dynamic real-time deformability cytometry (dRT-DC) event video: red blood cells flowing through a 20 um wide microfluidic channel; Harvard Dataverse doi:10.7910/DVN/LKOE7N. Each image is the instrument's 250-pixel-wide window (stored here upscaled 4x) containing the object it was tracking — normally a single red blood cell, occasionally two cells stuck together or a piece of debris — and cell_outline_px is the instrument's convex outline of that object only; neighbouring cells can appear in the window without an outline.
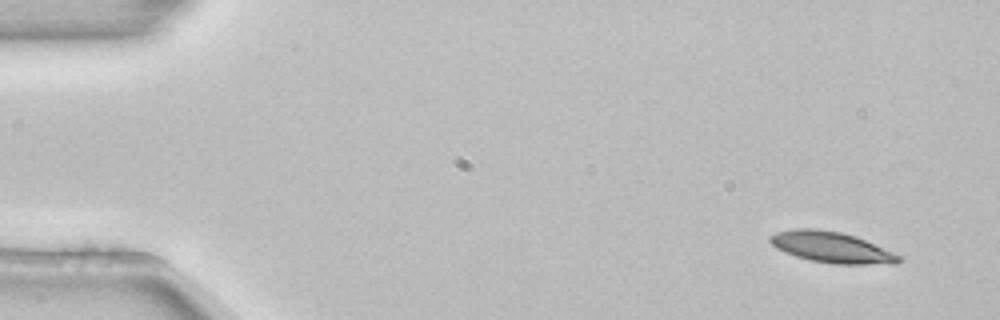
{"species": "common noctule bat (a hibernating species)", "species_latin": "Nyctalus noctula", "temperature_condition": "room temperature", "stored_images_in_passage": 5, "camera_frame_rate_fps": 3000, "um_per_image_px": 0.085, "animal": {"sex": "female", "body_mass_g": 22.7, "forearm_length_mm": 54.2}, "frame": {"image": 1, "passage_image": 1, "time_ms": 0.0, "image_size_px": [1000, 320], "cell_outline_px": [[900, 260], [896, 264], [836, 264], [812, 260], [796, 256], [784, 252], [776, 248], [768, 240], [768, 236], [776, 232], [796, 228], [816, 228], [840, 232], [856, 236], [892, 252], [900, 256]], "centroid_in_image_um": [70.64, 21.01], "position_along_channel_um": 14.4, "area_um2": 23.06}}
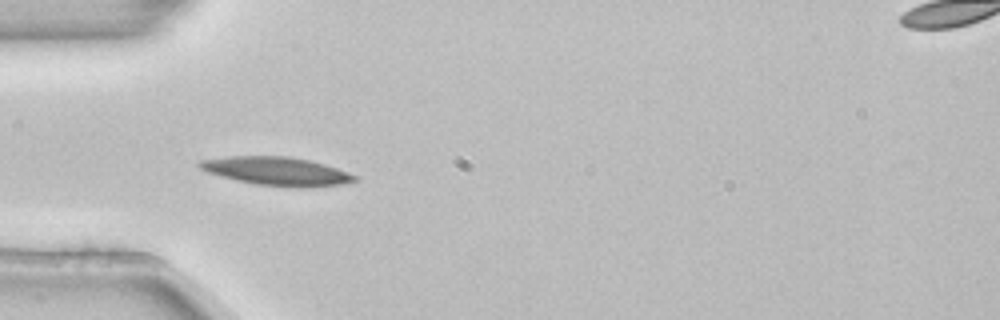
{"frame": {"image": 2, "passage_image": 4, "time_ms": 1.0, "image_size_px": [1000, 320], "cell_outline_px": [[360, 180], [340, 184], [304, 188], [296, 188], [256, 184], [236, 180], [220, 176], [208, 172], [200, 168], [196, 164], [200, 160], [228, 156], [292, 156], [324, 164], [360, 176]], "centroid_in_image_um": [23.55, 14.55], "position_along_channel_um": 61.5, "area_um2": 25.89}}